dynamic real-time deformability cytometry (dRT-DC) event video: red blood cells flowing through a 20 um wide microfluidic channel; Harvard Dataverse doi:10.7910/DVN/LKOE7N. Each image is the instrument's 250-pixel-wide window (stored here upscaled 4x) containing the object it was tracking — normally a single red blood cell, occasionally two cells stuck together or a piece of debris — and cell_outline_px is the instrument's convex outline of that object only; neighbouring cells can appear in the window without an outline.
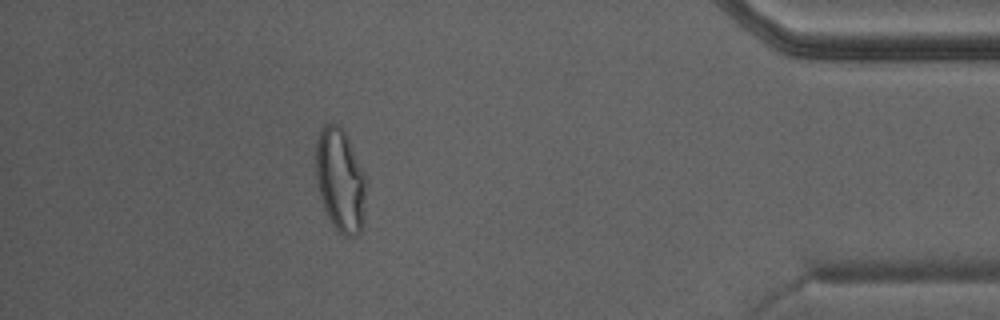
{"species": "Egyptian fruit bat (a non-hibernating species)", "species_latin": "Rousettus aegyptiacus", "temperature_condition": "warm", "stored_images_in_passage": 32, "camera_frame_rate_fps": 3000, "um_per_image_px": 0.085, "animal": {"sex": "male"}, "frame": {"image": 1, "passage_image": 28, "time_ms": 9.0, "image_size_px": [1000, 320], "cell_outline_px": [[364, 224], [360, 232], [352, 236], [344, 236], [332, 224], [324, 208], [316, 176], [316, 144], [320, 132], [324, 124], [336, 124], [348, 136], [364, 176]], "centroid_in_image_um": [28.92, 15.33], "position_along_channel_um": 406.3, "area_um2": 29.54}}